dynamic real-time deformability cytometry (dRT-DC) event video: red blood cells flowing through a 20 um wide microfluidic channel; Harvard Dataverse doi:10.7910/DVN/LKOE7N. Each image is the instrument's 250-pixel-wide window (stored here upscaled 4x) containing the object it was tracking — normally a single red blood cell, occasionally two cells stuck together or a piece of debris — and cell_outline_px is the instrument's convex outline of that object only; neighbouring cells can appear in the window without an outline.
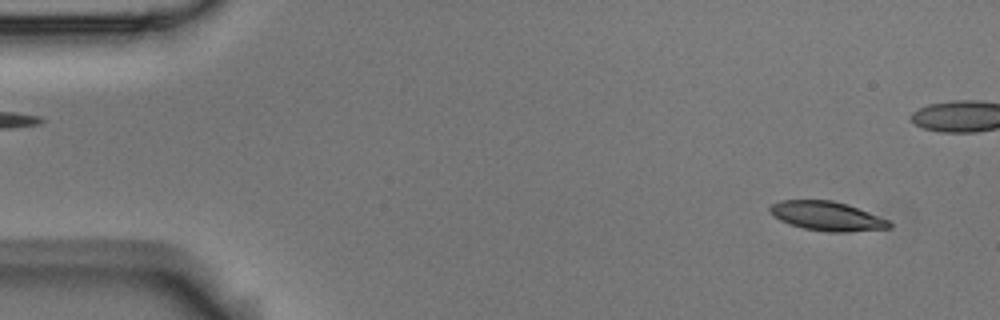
{"species": "Egyptian fruit bat (a non-hibernating species)", "species_latin": "Rousettus aegyptiacus", "temperature_condition": "room temperature", "stored_images_in_passage": 15, "camera_frame_rate_fps": 3000, "um_per_image_px": 0.085, "animal": {"sex": "male"}, "frame": {"image": 1, "passage_image": 3, "time_ms": 0.667, "image_size_px": [1000, 320], "cell_outline_px": [[892, 228], [848, 232], [828, 232], [804, 228], [780, 220], [768, 212], [768, 208], [772, 204], [780, 200], [832, 200], [848, 204], [888, 220], [892, 224]], "centroid_in_image_um": [70.29, 18.36], "position_along_channel_um": 14.7, "area_um2": 20.29}}